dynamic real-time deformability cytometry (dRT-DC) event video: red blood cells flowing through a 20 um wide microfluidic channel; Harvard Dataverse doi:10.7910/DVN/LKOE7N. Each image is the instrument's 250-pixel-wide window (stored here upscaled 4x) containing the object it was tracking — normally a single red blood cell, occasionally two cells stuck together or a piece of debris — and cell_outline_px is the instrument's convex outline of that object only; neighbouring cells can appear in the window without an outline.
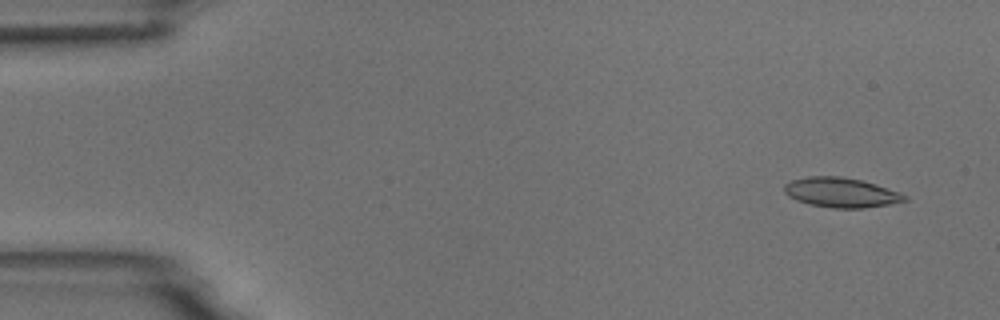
{"species": "common noctule bat (a hibernating species)", "species_latin": "Nyctalus noctula", "temperature_condition": "room temperature", "stored_images_in_passage": 6, "camera_frame_rate_fps": 3000, "um_per_image_px": 0.085, "animal": {"sex": "male", "body_mass_g": 18.8}, "frame": {"image": 1, "passage_image": 1, "time_ms": 0.0, "image_size_px": [1000, 320], "cell_outline_px": [[908, 200], [888, 204], [864, 208], [832, 208], [808, 204], [796, 200], [788, 196], [784, 192], [784, 184], [792, 180], [808, 176], [840, 176], [860, 180], [876, 184], [900, 192], [908, 196]], "centroid_in_image_um": [71.48, 16.36], "position_along_channel_um": 13.5, "area_um2": 20.92}}
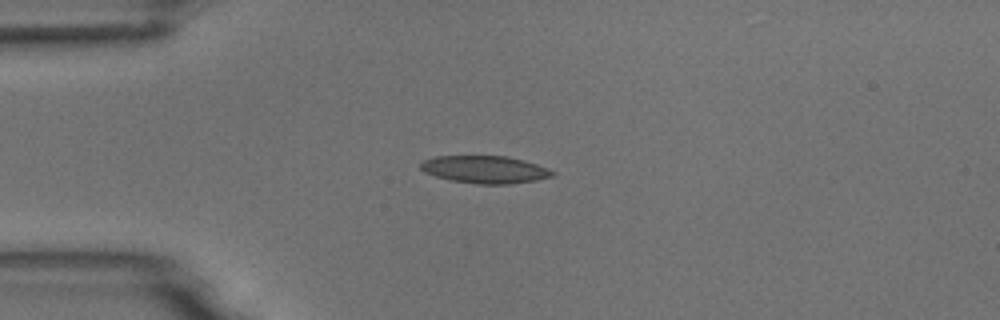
{"frame": {"image": 2, "passage_image": 4, "time_ms": 3.333, "image_size_px": [1000, 320], "cell_outline_px": [[556, 172], [552, 176], [536, 180], [512, 184], [480, 184], [452, 180], [436, 176], [424, 172], [420, 168], [420, 164], [424, 160], [436, 156], [508, 156], [524, 160], [548, 168]], "centroid_in_image_um": [41.24, 14.4], "position_along_channel_um": 43.8, "area_um2": 21.04}}